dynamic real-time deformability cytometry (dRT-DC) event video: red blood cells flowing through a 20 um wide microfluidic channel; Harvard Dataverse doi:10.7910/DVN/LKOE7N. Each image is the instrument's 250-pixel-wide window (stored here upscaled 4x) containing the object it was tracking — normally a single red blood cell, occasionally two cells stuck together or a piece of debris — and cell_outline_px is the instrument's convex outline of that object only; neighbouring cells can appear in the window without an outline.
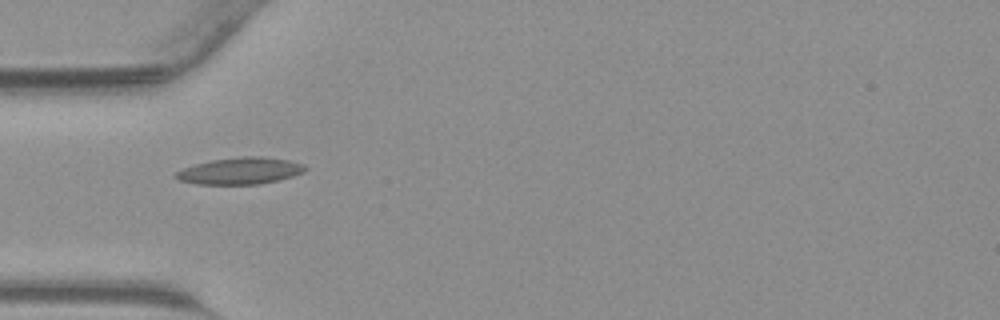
{"species": "common noctule bat (a hibernating species)", "species_latin": "Nyctalus noctula", "temperature_condition": "warm", "stored_images_in_passage": 31, "camera_frame_rate_fps": 3000, "um_per_image_px": 0.085, "animal": {"sex": "male", "body_mass_g": 23.1, "forearm_length_mm": 52.7}, "frame": {"image": 1, "passage_image": 1, "time_ms": 0.0, "image_size_px": [1000, 320], "cell_outline_px": [[308, 168], [304, 172], [280, 180], [260, 184], [196, 184], [180, 180], [172, 176], [176, 172], [184, 168], [196, 164], [212, 160], [240, 156], [264, 156], [288, 160], [304, 164]], "centroid_in_image_um": [20.45, 14.52], "position_along_channel_um": 64.6, "area_um2": 20.23}}
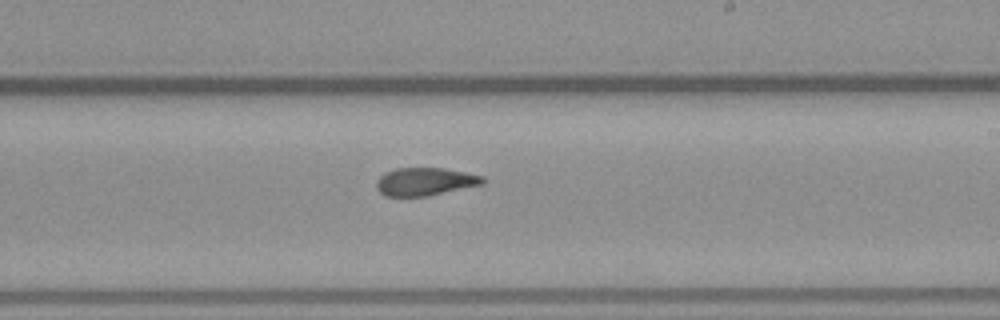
{"frame": {"image": 2, "passage_image": 13, "time_ms": 4.0, "image_size_px": [1000, 320], "cell_outline_px": [[484, 184], [428, 196], [384, 196], [376, 188], [376, 180], [384, 172], [396, 168], [444, 168], [484, 176]], "centroid_in_image_um": [36.11, 15.44], "position_along_channel_um": 252.9, "area_um2": 17.4}}
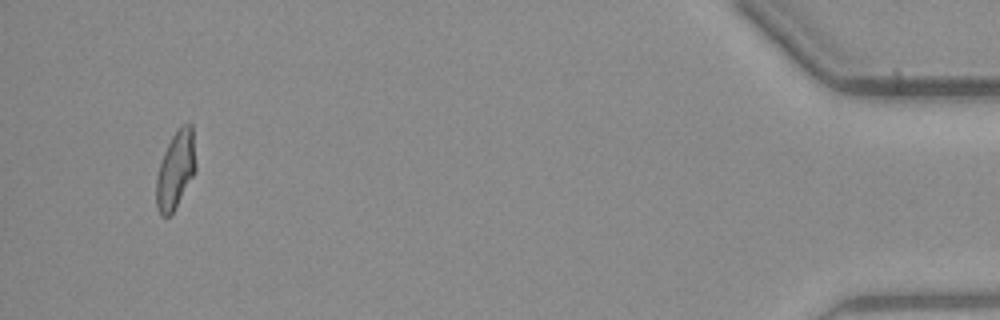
{"frame": {"image": 3, "passage_image": 29, "time_ms": 9.333, "image_size_px": [1000, 320], "cell_outline_px": [[196, 168], [192, 176], [172, 212], [168, 216], [160, 216], [156, 204], [156, 176], [164, 152], [176, 128], [180, 124], [192, 124], [196, 164]], "centroid_in_image_um": [14.91, 14.39], "position_along_channel_um": 420.3, "area_um2": 17.57}}